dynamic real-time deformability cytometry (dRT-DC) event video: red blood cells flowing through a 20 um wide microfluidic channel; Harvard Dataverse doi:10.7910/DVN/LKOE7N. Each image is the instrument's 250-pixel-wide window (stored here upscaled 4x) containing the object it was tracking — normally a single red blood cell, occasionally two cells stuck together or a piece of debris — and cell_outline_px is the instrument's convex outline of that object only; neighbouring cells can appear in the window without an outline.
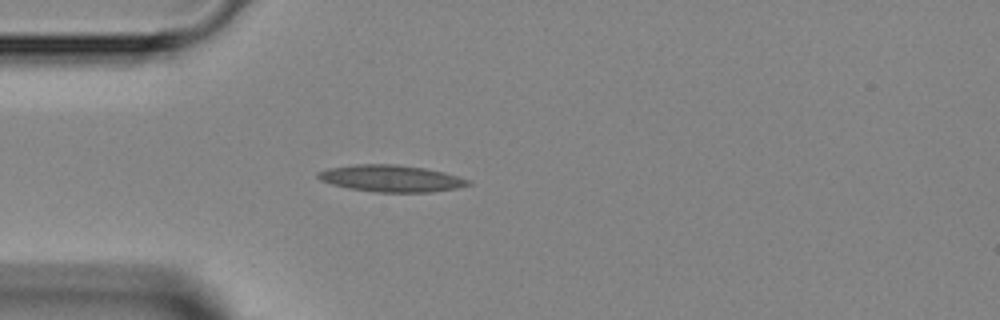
{"species": "Egyptian fruit bat (a non-hibernating species)", "species_latin": "Rousettus aegyptiacus", "temperature_condition": "room temperature", "stored_images_in_passage": 1, "camera_frame_rate_fps": 3000, "um_per_image_px": 0.085, "animal": {"sex": "female"}, "frame": {"image": 1, "passage_image": 1, "time_ms": 0.0, "image_size_px": [1000, 320], "cell_outline_px": [[472, 184], [456, 188], [432, 192], [376, 192], [348, 188], [332, 184], [320, 180], [316, 176], [316, 172], [328, 168], [356, 164], [396, 164], [424, 168], [444, 172], [472, 180]], "centroid_in_image_um": [33.25, 15.16], "position_along_channel_um": 51.8, "area_um2": 23.52}}